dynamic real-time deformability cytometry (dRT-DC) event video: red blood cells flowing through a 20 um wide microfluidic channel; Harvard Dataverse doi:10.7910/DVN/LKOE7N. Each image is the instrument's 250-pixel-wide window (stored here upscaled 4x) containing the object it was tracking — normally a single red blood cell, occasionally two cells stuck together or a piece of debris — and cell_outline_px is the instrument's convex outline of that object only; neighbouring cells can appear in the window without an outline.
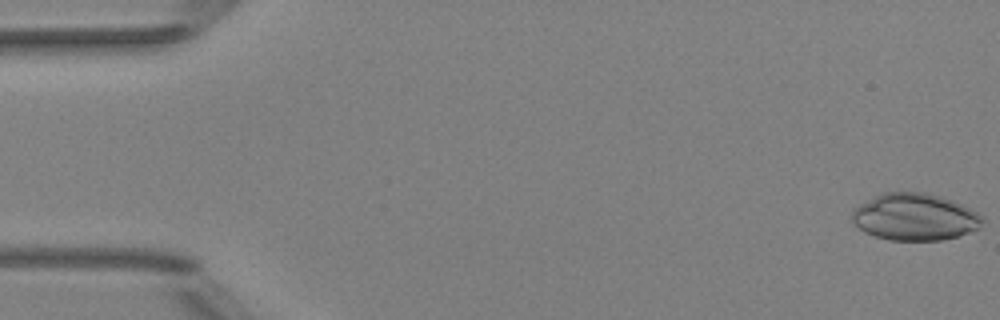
{"species": "Egyptian fruit bat (a non-hibernating species)", "species_latin": "Rousettus aegyptiacus", "temperature_condition": "room temperature", "stored_images_in_passage": 14, "camera_frame_rate_fps": 3000, "um_per_image_px": 0.085, "animal": {"sex": "female"}, "frame": {"image": 1, "passage_image": 1, "time_ms": 0.0, "image_size_px": [1000, 320], "cell_outline_px": [[984, 220], [976, 228], [968, 232], [956, 236], [940, 240], [888, 240], [864, 232], [852, 220], [852, 208], [884, 192], [924, 192], [940, 196], [952, 200], [984, 216]], "centroid_in_image_um": [77.73, 18.43], "position_along_channel_um": 7.3, "area_um2": 35.32}}